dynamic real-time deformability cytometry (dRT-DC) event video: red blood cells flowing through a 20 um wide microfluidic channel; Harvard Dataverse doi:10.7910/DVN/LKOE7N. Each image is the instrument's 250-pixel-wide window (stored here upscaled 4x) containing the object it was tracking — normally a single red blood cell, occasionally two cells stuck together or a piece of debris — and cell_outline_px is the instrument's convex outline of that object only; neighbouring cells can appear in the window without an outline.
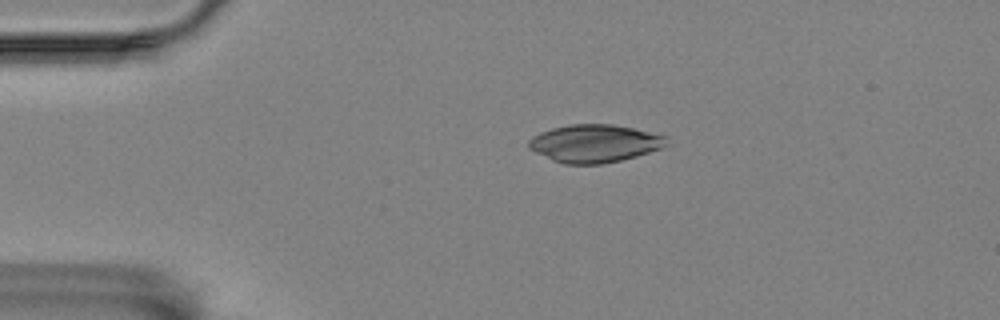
{"species": "Egyptian fruit bat (a non-hibernating species)", "species_latin": "Rousettus aegyptiacus", "temperature_condition": "room temperature", "stored_images_in_passage": 8, "camera_frame_rate_fps": 3000, "um_per_image_px": 0.085, "animal": {"sex": "female"}, "frame": {"image": 1, "passage_image": 1, "time_ms": 0.0, "image_size_px": [1000, 320], "cell_outline_px": [[672, 144], [636, 156], [604, 164], [564, 164], [552, 160], [528, 148], [528, 140], [532, 136], [540, 132], [552, 128], [568, 124], [612, 124], [632, 128], [668, 136]], "centroid_in_image_um": [50.56, 12.19], "position_along_channel_um": 34.4, "area_um2": 30.58}}
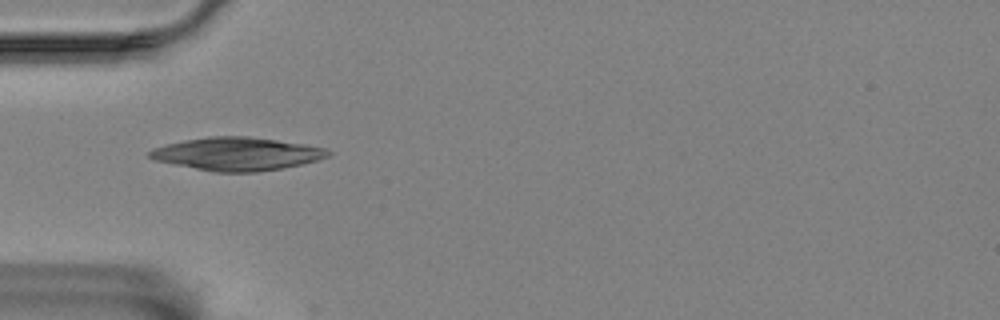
{"frame": {"image": 2, "passage_image": 7, "time_ms": 2.0, "image_size_px": [1000, 320], "cell_outline_px": [[332, 152], [328, 156], [304, 164], [284, 168], [256, 172], [216, 172], [156, 160], [148, 156], [148, 152], [152, 148], [184, 140], [208, 136], [248, 136], [304, 144], [324, 148]], "centroid_in_image_um": [20.17, 13.07], "position_along_channel_um": 64.8, "area_um2": 34.1}}